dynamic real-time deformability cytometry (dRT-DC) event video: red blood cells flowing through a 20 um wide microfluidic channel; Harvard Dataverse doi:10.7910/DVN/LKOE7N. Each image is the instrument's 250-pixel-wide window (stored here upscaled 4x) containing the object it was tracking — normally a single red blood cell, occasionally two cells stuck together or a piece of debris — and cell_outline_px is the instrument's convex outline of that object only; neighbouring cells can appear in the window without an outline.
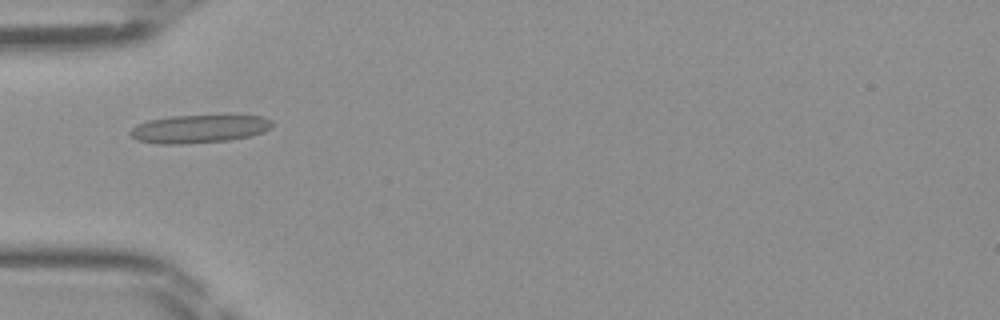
{"species": "Egyptian fruit bat (a non-hibernating species)", "species_latin": "Rousettus aegyptiacus", "temperature_condition": "room temperature", "stored_images_in_passage": 34, "camera_frame_rate_fps": 3000, "um_per_image_px": 0.085, "frame": {"image": 1, "passage_image": 7, "time_ms": 2.0, "image_size_px": [1000, 320], "cell_outline_px": [[272, 128], [264, 132], [252, 136], [228, 140], [180, 144], [156, 144], [136, 140], [128, 132], [136, 124], [148, 120], [172, 116], [264, 116], [272, 120]], "centroid_in_image_um": [16.91, 10.96], "position_along_channel_um": 68.1, "area_um2": 23.29}}
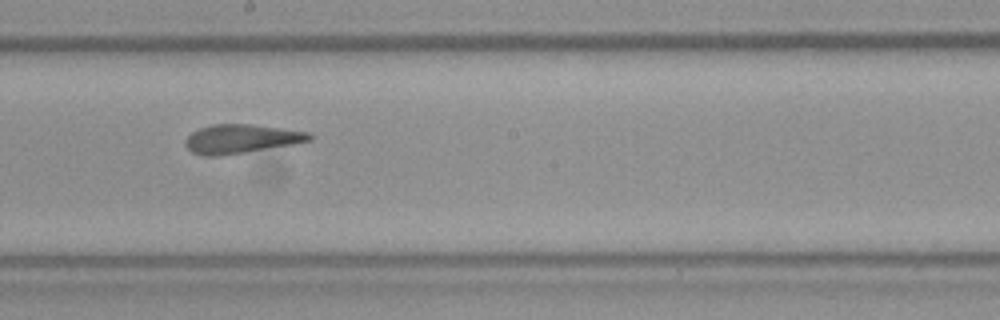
{"frame": {"image": 2, "passage_image": 18, "time_ms": 5.667, "image_size_px": [1000, 320], "cell_outline_px": [[312, 140], [292, 144], [244, 152], [216, 156], [200, 156], [192, 152], [184, 144], [184, 140], [192, 132], [200, 128], [212, 124], [252, 124], [308, 132], [312, 136]], "centroid_in_image_um": [20.45, 11.8], "position_along_channel_um": 227.8, "area_um2": 20.69}}
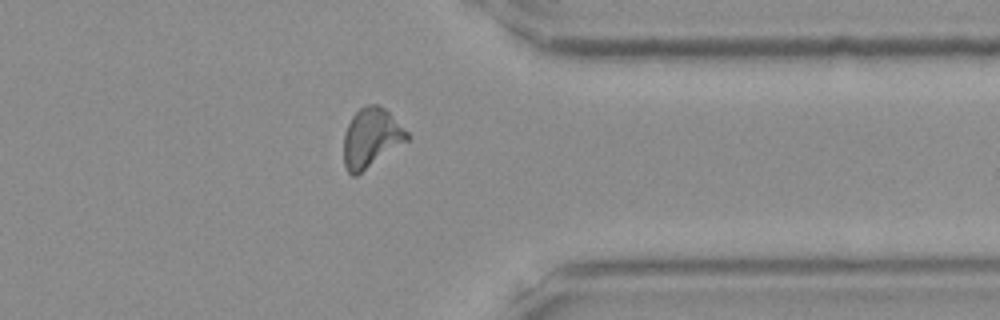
{"frame": {"image": 3, "passage_image": 29, "time_ms": 9.333, "image_size_px": [1000, 320], "cell_outline_px": [[412, 136], [408, 140], [356, 176], [352, 176], [348, 172], [344, 164], [344, 132], [352, 116], [364, 104], [376, 104], [384, 108]], "centroid_in_image_um": [31.54, 11.71], "position_along_channel_um": 379.9, "area_um2": 21.79}}